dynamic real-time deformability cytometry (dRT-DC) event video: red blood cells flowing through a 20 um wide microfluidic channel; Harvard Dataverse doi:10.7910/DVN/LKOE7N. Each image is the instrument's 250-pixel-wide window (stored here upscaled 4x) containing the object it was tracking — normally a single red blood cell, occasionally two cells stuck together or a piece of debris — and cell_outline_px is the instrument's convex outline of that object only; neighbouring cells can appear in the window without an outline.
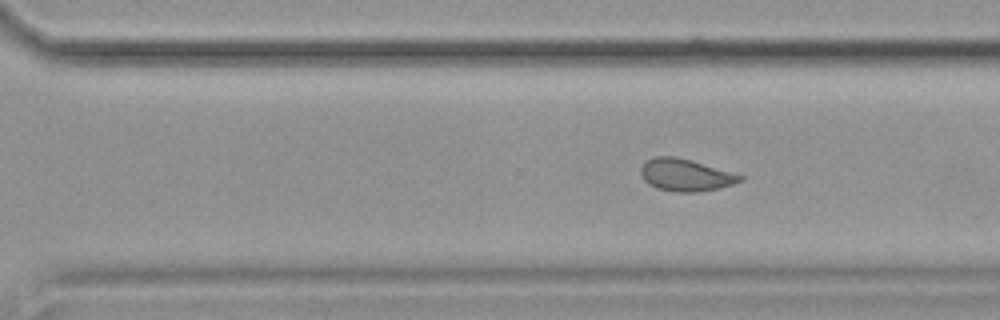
{"species": "common noctule bat (a hibernating species)", "species_latin": "Nyctalus noctula", "temperature_condition": "cold", "stored_images_in_passage": 12, "camera_frame_rate_fps": 3000, "um_per_image_px": 0.085, "animal": {"sex": "female", "body_mass_g": 19.9}, "frame": {"image": 1, "passage_image": 12, "time_ms": 14.333, "image_size_px": [1000, 320], "cell_outline_px": [[744, 180], [720, 188], [696, 192], [676, 192], [656, 188], [648, 184], [644, 180], [640, 172], [640, 168], [648, 160], [656, 156], [672, 156], [692, 160], [744, 176]], "centroid_in_image_um": [58.27, 14.88], "position_along_channel_um": 312.3, "area_um2": 18.55}}